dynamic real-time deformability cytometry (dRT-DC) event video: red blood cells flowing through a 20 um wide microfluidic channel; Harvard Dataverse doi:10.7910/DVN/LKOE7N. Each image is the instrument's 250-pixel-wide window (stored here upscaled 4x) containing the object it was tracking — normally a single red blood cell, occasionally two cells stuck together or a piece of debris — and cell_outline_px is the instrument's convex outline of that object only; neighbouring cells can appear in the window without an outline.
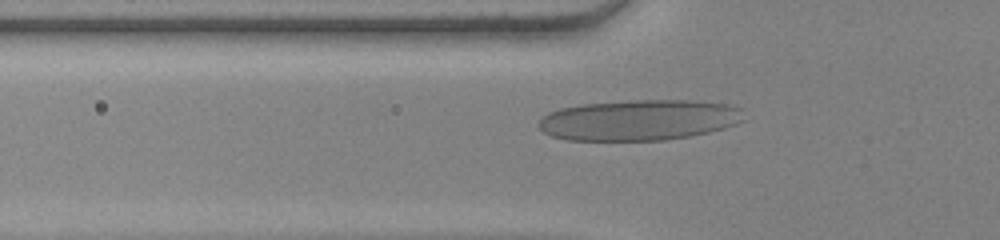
{"species": "human", "species_latin": "Homo sapiens", "temperature_condition": "warm", "stored_images_in_passage": 54, "camera_frame_rate_fps": 3000, "um_per_image_px": 0.085, "donor": {"sex": "female"}, "frame": {"image": 1, "passage_image": 19, "time_ms": 6.0, "image_size_px": [1000, 240], "cell_outline_px": [[744, 120], [736, 124], [724, 128], [708, 132], [688, 136], [664, 140], [568, 140], [552, 136], [544, 132], [536, 124], [548, 112], [560, 108], [584, 104], [636, 100], [684, 100], [724, 104], [740, 108]], "centroid_in_image_um": [54.29, 10.21], "position_along_channel_um": 71.5, "area_um2": 48.32}}
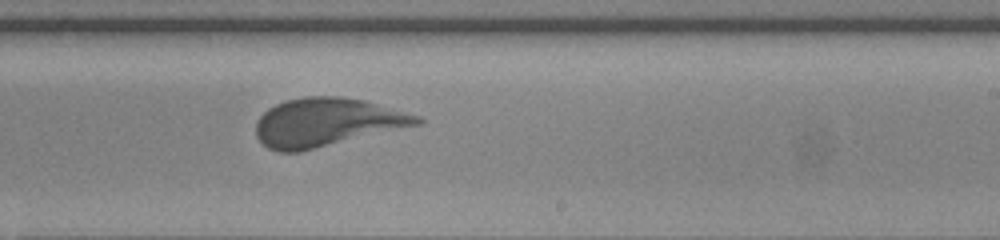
{"frame": {"image": 2, "passage_image": 34, "time_ms": 11.0, "image_size_px": [1000, 240], "cell_outline_px": [[424, 120], [420, 124], [300, 152], [280, 152], [268, 148], [256, 136], [256, 124], [260, 116], [268, 108], [276, 104], [288, 100], [304, 96], [340, 96], [364, 100], [420, 116]], "centroid_in_image_um": [27.75, 10.39], "position_along_channel_um": 261.2, "area_um2": 45.14}}
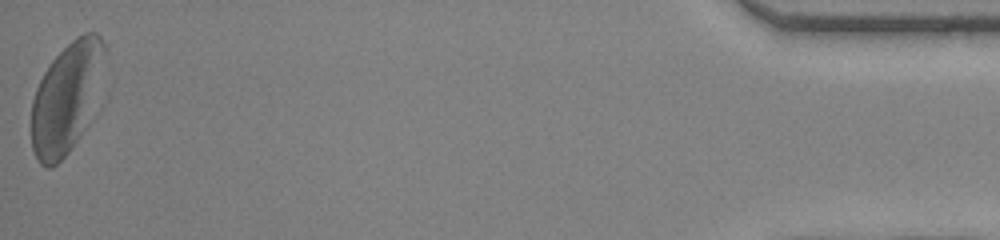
{"frame": {"image": 3, "passage_image": 54, "time_ms": 17.667, "image_size_px": [1000, 240], "cell_outline_px": [[104, 52], [88, 124], [68, 152], [52, 168], [44, 168], [36, 160], [32, 148], [32, 100], [36, 88], [44, 72], [52, 60], [76, 36], [84, 32], [96, 32], [100, 36], [104, 44]], "centroid_in_image_um": [5.58, 8.35], "position_along_channel_um": 429.6, "area_um2": 45.89}}